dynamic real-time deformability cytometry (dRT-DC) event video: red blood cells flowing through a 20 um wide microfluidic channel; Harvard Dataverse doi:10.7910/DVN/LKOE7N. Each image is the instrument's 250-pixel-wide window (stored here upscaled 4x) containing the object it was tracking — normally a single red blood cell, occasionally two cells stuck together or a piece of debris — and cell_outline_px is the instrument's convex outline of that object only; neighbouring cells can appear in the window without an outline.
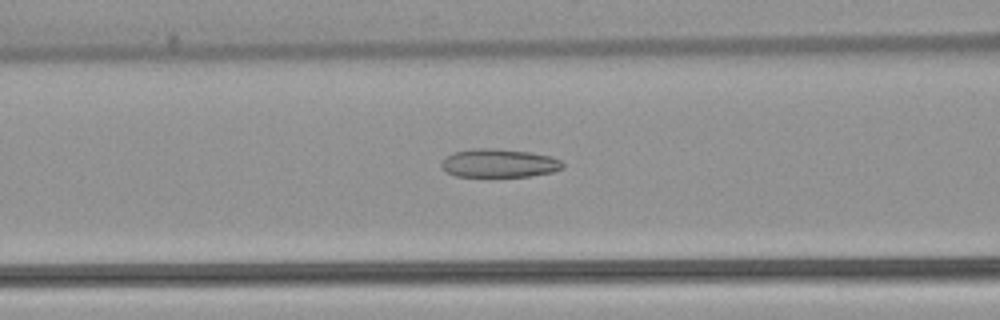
{"species": "common noctule bat (a hibernating species)", "species_latin": "Nyctalus noctula", "temperature_condition": "warm", "stored_images_in_passage": 53, "camera_frame_rate_fps": 3000, "um_per_image_px": 0.085, "animal": {"sex": "female", "body_mass_g": 22.7, "forearm_length_mm": 54.2}, "frame": {"image": 1, "passage_image": 21, "time_ms": 6.667, "image_size_px": [1000, 320], "cell_outline_px": [[564, 168], [552, 172], [528, 176], [456, 176], [448, 172], [440, 164], [452, 152], [472, 148], [492, 148], [528, 152], [552, 156], [560, 160], [564, 164]], "centroid_in_image_um": [42.45, 13.86], "position_along_channel_um": 124.2, "area_um2": 19.94}}
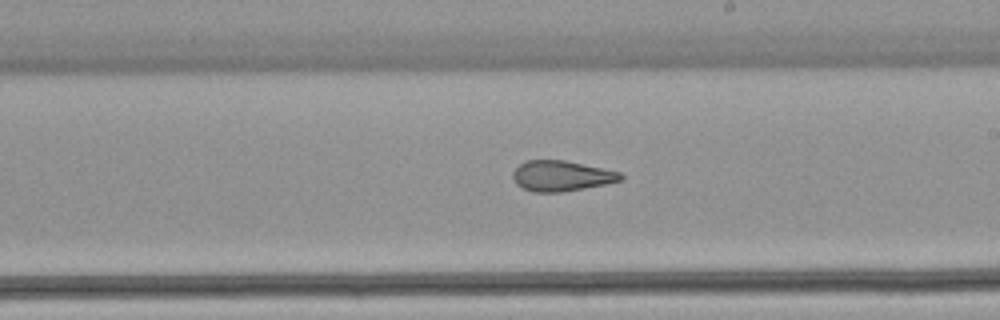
{"frame": {"image": 2, "passage_image": 30, "time_ms": 9.667, "image_size_px": [1000, 320], "cell_outline_px": [[624, 176], [620, 180], [604, 184], [584, 188], [560, 192], [532, 192], [516, 184], [512, 176], [512, 172], [520, 164], [528, 160], [564, 160], [620, 172]], "centroid_in_image_um": [47.68, 14.95], "position_along_channel_um": 241.3, "area_um2": 18.9}}
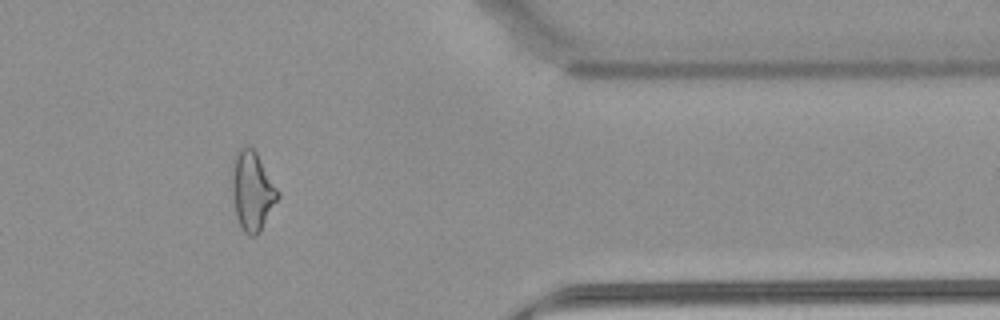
{"frame": {"image": 3, "passage_image": 43, "time_ms": 14.0, "image_size_px": [1000, 320], "cell_outline_px": [[280, 196], [260, 232], [256, 236], [248, 236], [244, 232], [236, 216], [232, 192], [232, 160], [236, 152], [240, 148], [248, 144], [256, 152], [280, 192]], "centroid_in_image_um": [21.44, 16.22], "position_along_channel_um": 390.0, "area_um2": 21.27}, "authors_computed_cell_mechanics": {"area_um2": 22.0218, "velocity_mm_per_s": 3.9049, "shape_relaxation_time_tau1_ms": null, "shape_relaxation_time_tau2_ms": 1.9833, "deformation_change_tau1": null, "deformation_change_tau2": 0.0963}}